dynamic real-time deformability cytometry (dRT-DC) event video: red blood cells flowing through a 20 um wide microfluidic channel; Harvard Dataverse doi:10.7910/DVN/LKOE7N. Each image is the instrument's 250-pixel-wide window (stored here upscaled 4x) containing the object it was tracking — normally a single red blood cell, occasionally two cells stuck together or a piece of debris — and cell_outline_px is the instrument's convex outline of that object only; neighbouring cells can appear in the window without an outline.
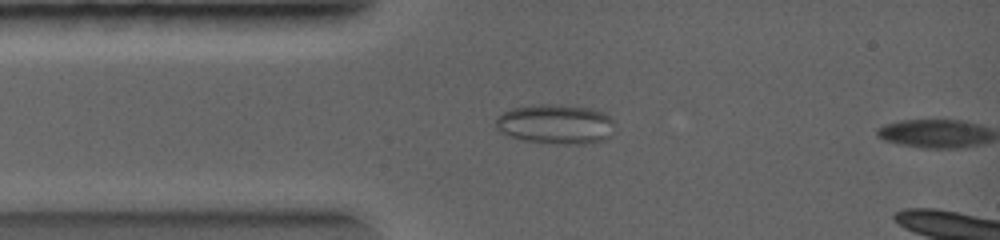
{"species": "common noctule bat (a hibernating species)", "species_latin": "Nyctalus noctula", "temperature_condition": "warm", "stored_images_in_passage": 10, "camera_frame_rate_fps": 5000, "um_per_image_px": 0.085, "animal": {"sex": "female", "body_mass_g": 19.0, "forearm_length_mm": 56.7}, "frame": {"image": 1, "passage_image": 9, "time_ms": 2.0, "image_size_px": [1000, 240], "cell_outline_px": [[616, 124], [612, 136], [604, 140], [584, 144], [568, 144], [524, 140], [500, 132], [496, 128], [496, 116], [512, 108], [540, 104], [556, 104], [588, 108], [604, 112]], "centroid_in_image_um": [47.27, 10.55], "position_along_channel_um": 37.7, "area_um2": 27.51}}